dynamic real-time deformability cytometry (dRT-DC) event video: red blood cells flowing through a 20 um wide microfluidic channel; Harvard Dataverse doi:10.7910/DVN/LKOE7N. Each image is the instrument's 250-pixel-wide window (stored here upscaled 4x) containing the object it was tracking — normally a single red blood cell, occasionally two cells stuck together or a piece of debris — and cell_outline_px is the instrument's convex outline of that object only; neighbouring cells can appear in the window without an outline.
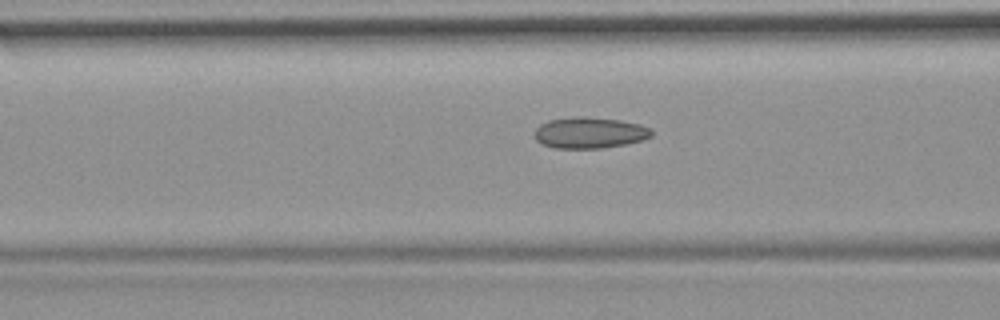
{"species": "common noctule bat (a hibernating species)", "species_latin": "Nyctalus noctula", "temperature_condition": "room temperature", "stored_images_in_passage": 12, "camera_frame_rate_fps": 3000, "um_per_image_px": 0.085, "animal": {"sex": "female", "body_mass_g": 19.9}, "frame": {"image": 1, "passage_image": 10, "time_ms": 3.0, "image_size_px": [1000, 320], "cell_outline_px": [[652, 136], [640, 140], [624, 144], [600, 148], [552, 148], [540, 144], [532, 136], [536, 128], [540, 124], [548, 120], [580, 116], [584, 116], [620, 120], [640, 124], [652, 128]], "centroid_in_image_um": [50.07, 11.28], "position_along_channel_um": 116.5, "area_um2": 21.39}}